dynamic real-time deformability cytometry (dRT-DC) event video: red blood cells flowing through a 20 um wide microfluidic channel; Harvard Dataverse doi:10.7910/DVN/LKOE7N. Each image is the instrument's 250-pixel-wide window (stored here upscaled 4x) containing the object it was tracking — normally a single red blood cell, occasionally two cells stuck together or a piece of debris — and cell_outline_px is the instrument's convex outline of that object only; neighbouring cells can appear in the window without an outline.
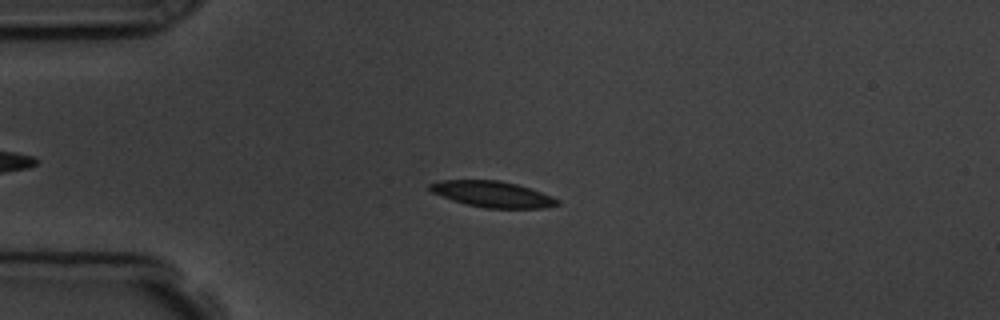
{"species": "common noctule bat (a hibernating species)", "species_latin": "Nyctalus noctula", "temperature_condition": "room temperature", "stored_images_in_passage": 5, "camera_frame_rate_fps": 3000, "um_per_image_px": 0.085, "animal": {"sex": "male", "body_mass_g": 19.5, "forearm_length_mm": 54.6}, "frame": {"image": 1, "passage_image": 3, "time_ms": 2.333, "image_size_px": [1000, 320], "cell_outline_px": [[560, 204], [544, 208], [484, 208], [452, 200], [432, 192], [428, 188], [428, 184], [440, 180], [500, 180], [516, 184], [552, 196], [560, 200]], "centroid_in_image_um": [41.85, 16.5], "position_along_channel_um": 43.1, "area_um2": 19.25}}